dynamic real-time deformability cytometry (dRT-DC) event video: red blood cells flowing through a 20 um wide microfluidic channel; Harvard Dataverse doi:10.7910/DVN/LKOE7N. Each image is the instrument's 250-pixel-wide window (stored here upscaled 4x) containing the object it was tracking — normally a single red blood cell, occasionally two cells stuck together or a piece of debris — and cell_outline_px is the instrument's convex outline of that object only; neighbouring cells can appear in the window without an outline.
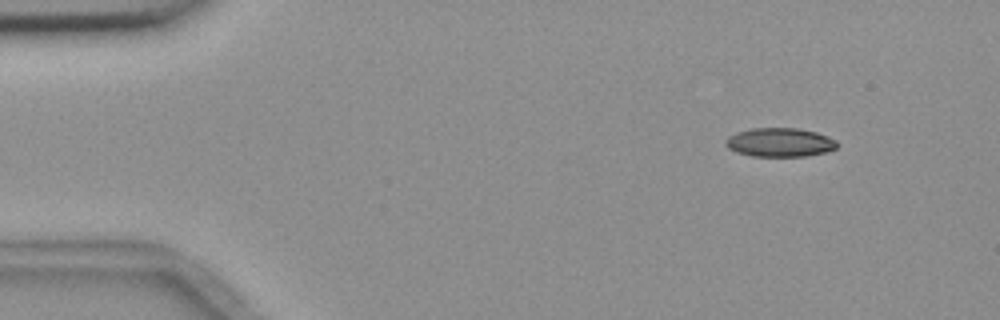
{"species": "common noctule bat (a hibernating species)", "species_latin": "Nyctalus noctula", "temperature_condition": "room temperature", "stored_images_in_passage": 6, "segment_of_instrument_passage": [1, 2], "camera_frame_rate_fps": 3000, "um_per_image_px": 0.085, "animal": {"sex": "female", "body_mass_g": 18.4}, "frame": {"image": 1, "passage_image": 2, "time_ms": 1.333, "image_size_px": [1000, 320], "cell_outline_px": [[836, 148], [824, 152], [804, 156], [752, 156], [736, 152], [728, 148], [724, 144], [724, 140], [728, 136], [736, 132], [752, 128], [796, 128], [816, 132], [828, 136], [836, 140]], "centroid_in_image_um": [66.23, 12.09], "position_along_channel_um": 18.8, "area_um2": 18.73}}